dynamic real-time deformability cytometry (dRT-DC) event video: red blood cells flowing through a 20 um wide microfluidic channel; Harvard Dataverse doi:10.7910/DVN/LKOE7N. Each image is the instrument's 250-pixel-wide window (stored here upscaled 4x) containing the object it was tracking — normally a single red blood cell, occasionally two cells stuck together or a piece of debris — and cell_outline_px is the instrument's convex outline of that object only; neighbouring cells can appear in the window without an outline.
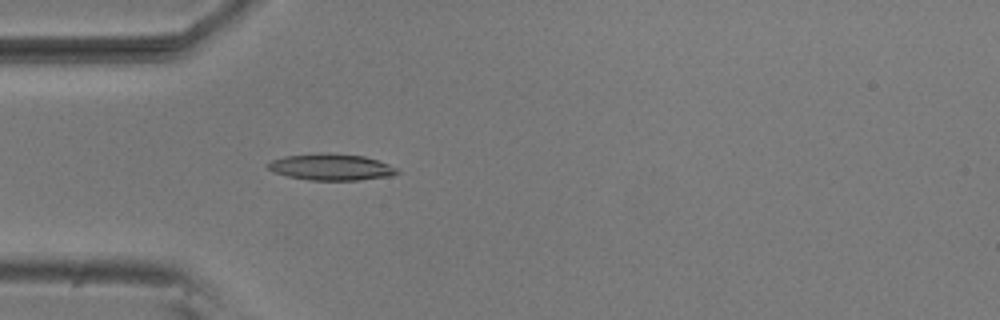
{"species": "common noctule bat (a hibernating species)", "species_latin": "Nyctalus noctula", "temperature_condition": "room temperature", "stored_images_in_passage": 4, "camera_frame_rate_fps": 3000, "um_per_image_px": 0.085, "animal": {"sex": "male", "body_mass_g": 20.5, "forearm_length_mm": 52.5}, "frame": {"image": 1, "passage_image": 4, "time_ms": 1.0, "image_size_px": [1000, 320], "cell_outline_px": [[400, 172], [392, 176], [356, 180], [308, 180], [288, 176], [276, 172], [268, 168], [264, 164], [272, 160], [284, 156], [324, 152], [328, 152], [364, 156], [388, 164], [396, 168]], "centroid_in_image_um": [28.13, 14.19], "position_along_channel_um": 56.9, "area_um2": 19.94}}